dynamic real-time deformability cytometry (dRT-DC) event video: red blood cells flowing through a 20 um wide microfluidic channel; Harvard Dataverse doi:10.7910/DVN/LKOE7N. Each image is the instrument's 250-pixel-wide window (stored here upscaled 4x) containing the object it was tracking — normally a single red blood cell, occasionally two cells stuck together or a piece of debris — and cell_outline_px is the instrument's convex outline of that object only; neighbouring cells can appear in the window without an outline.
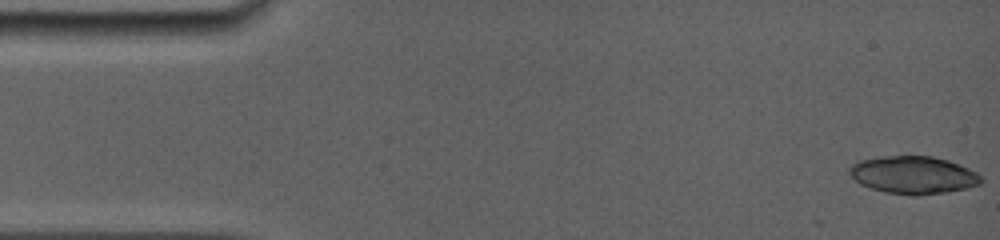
{"species": "common noctule bat (a hibernating species)", "species_latin": "Nyctalus noctula", "temperature_condition": "room temperature", "stored_images_in_passage": 14, "camera_frame_rate_fps": 5000, "um_per_image_px": 0.085, "animal": {"sex": "female", "body_mass_g": 19.0, "forearm_length_mm": 56.7}, "frame": {"image": 1, "passage_image": 1, "time_ms": 0.0, "image_size_px": [1000, 240], "cell_outline_px": [[984, 180], [980, 184], [968, 188], [944, 192], [916, 196], [912, 196], [884, 192], [860, 184], [848, 172], [848, 168], [852, 164], [860, 160], [880, 156], [932, 156], [948, 160], [960, 164], [976, 172]], "centroid_in_image_um": [77.64, 14.87], "position_along_channel_um": 7.4, "area_um2": 29.02}}